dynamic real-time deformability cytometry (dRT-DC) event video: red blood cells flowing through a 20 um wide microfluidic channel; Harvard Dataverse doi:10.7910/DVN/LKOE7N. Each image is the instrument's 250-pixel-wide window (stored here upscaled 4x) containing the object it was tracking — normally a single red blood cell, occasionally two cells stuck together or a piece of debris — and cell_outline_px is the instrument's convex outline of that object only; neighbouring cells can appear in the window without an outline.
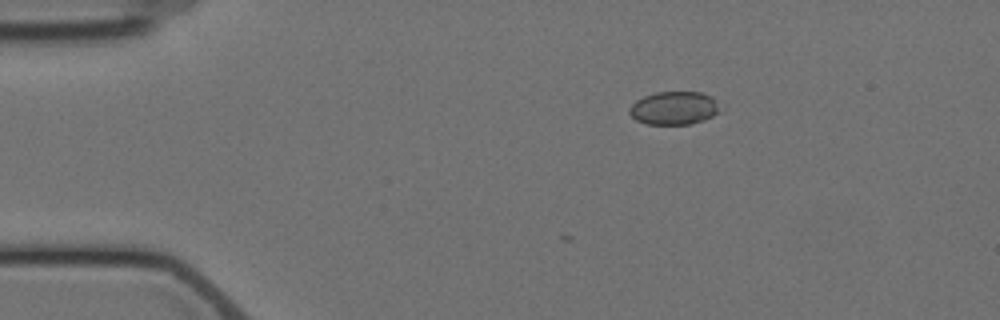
{"species": "Egyptian fruit bat (a non-hibernating species)", "species_latin": "Rousettus aegyptiacus", "temperature_condition": "cold", "stored_images_in_passage": 6, "camera_frame_rate_fps": 3000, "um_per_image_px": 0.085, "animal": {"sex": "female"}, "frame": {"image": 1, "passage_image": 3, "time_ms": 2.333, "image_size_px": [1000, 320], "cell_outline_px": [[716, 112], [712, 116], [704, 120], [692, 124], [648, 124], [636, 120], [628, 112], [628, 108], [636, 100], [644, 96], [656, 92], [700, 92], [712, 96], [716, 100]], "centroid_in_image_um": [57.24, 9.18], "position_along_channel_um": 27.8, "area_um2": 17.34}}